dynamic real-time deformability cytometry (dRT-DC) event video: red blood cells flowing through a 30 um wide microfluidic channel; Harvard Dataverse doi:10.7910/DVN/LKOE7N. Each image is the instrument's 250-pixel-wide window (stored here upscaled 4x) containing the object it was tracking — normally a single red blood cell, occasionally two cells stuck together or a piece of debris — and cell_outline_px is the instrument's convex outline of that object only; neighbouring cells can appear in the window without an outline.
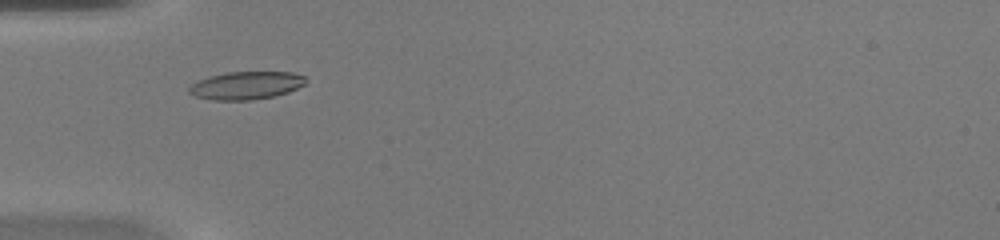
{"species": "common noctule bat (a hibernating species)", "species_latin": "Nyctalus noctula", "temperature_condition": "warm", "stored_images_in_passage": 42, "camera_frame_rate_fps": 3000, "um_per_image_px": 0.085, "animal": {"sex": "female", "body_mass_g": 20.0, "forearm_length_mm": 54.0}, "frame": {"image": 1, "passage_image": 9, "time_ms": 2.667, "image_size_px": [1000, 240], "cell_outline_px": [[308, 80], [304, 84], [288, 92], [276, 96], [252, 100], [212, 100], [196, 96], [188, 92], [188, 88], [192, 84], [200, 80], [212, 76], [228, 72], [292, 72], [304, 76]], "centroid_in_image_um": [20.95, 7.27], "position_along_channel_um": 64.0, "area_um2": 18.84}}
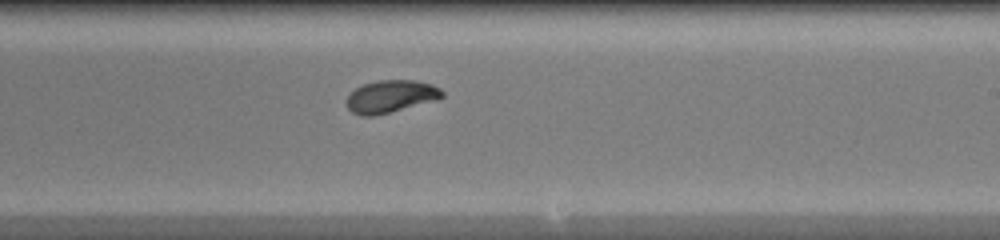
{"frame": {"image": 2, "passage_image": 23, "time_ms": 7.333, "image_size_px": [1000, 240], "cell_outline_px": [[444, 96], [436, 100], [372, 116], [360, 116], [352, 112], [348, 108], [348, 96], [356, 88], [364, 84], [376, 80], [416, 80], [432, 84], [440, 88], [444, 92]], "centroid_in_image_um": [33.24, 8.18], "position_along_channel_um": 255.8, "area_um2": 17.86}}
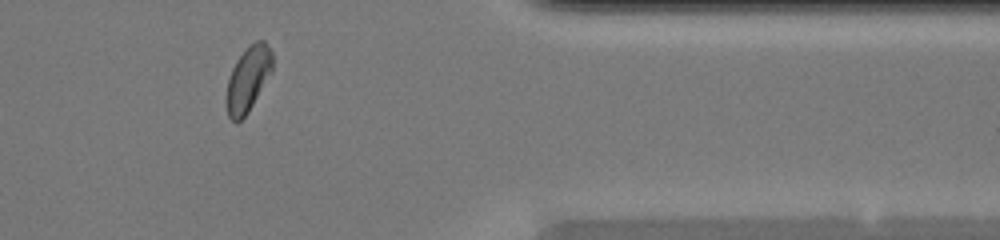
{"frame": {"image": 3, "passage_image": 34, "time_ms": 11.0, "image_size_px": [1000, 240], "cell_outline_px": [[272, 72], [248, 112], [236, 124], [228, 116], [224, 100], [228, 80], [232, 68], [236, 60], [256, 40], [264, 40], [272, 52]], "centroid_in_image_um": [21.06, 6.76], "position_along_channel_um": 390.3, "area_um2": 17.46}, "authors_computed_cell_mechanics": {"area_um2": 17.918, "velocity_mm_per_s": 4.1713, "shape_relaxation_time_tau1_ms": 5.9064, "shape_relaxation_time_tau2_ms": 1.5893, "deformation_change_tau1": 0.1828, "deformation_change_tau2": 0.0545}}